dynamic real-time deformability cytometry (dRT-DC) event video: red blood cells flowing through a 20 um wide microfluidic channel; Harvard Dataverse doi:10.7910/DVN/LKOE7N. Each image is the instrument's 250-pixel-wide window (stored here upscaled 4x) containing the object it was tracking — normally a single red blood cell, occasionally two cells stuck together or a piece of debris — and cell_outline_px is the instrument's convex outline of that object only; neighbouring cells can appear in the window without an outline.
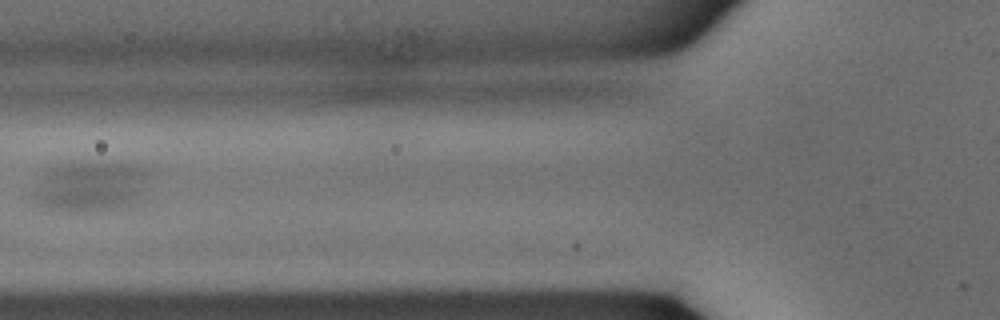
{"species": "common noctule bat (a hibernating species)", "species_latin": "Nyctalus noctula", "temperature_condition": "warm", "stored_images_in_passage": 36, "camera_frame_rate_fps": 3000, "um_per_image_px": 0.085, "animal": {"sex": "male", "body_mass_g": 15.6}, "frame": {"image": 1, "passage_image": 14, "time_ms": 4.333, "image_size_px": [1000, 320], "cell_outline_px": [[140, 172], [132, 192], [124, 200], [112, 204], [88, 208], [60, 208], [40, 204], [36, 196], [52, 168], [80, 164], [108, 164], [132, 168]], "centroid_in_image_um": [7.41, 15.79], "position_along_channel_um": 118.4, "area_um2": 26.3}}
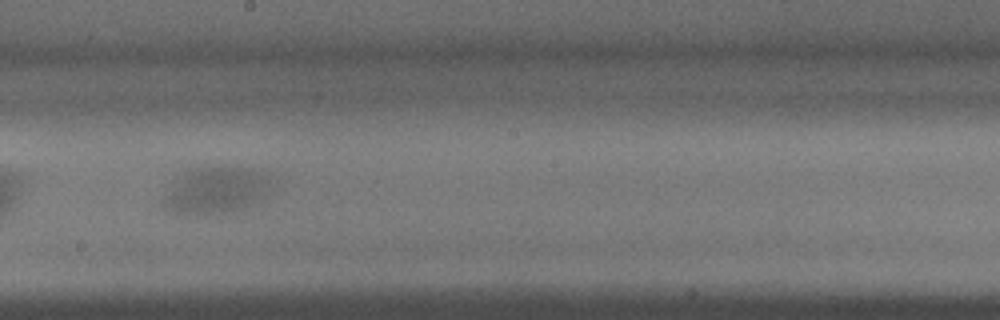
{"frame": {"image": 2, "passage_image": 20, "time_ms": 6.333, "image_size_px": [1000, 320], "cell_outline_px": [[264, 180], [240, 204], [224, 208], [204, 212], [176, 208], [172, 200], [172, 196], [188, 172], [196, 168], [228, 168], [256, 172]], "centroid_in_image_um": [18.26, 16.04], "position_along_channel_um": 229.9, "area_um2": 21.33}}
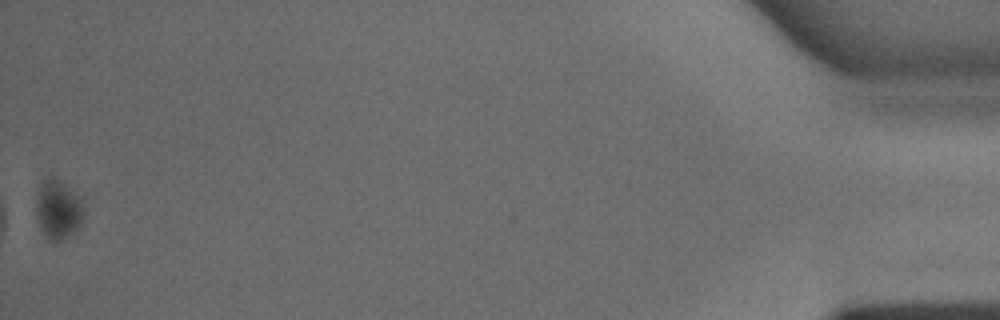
{"frame": {"image": 3, "passage_image": 36, "time_ms": 11.667, "image_size_px": [1000, 320], "cell_outline_px": [[84, 216], [80, 224], [64, 236], [56, 240], [48, 240], [40, 224], [36, 212], [36, 204], [40, 192], [48, 180], [56, 180], [72, 192], [80, 200]], "centroid_in_image_um": [4.94, 17.88], "position_along_channel_um": 430.3, "area_um2": 14.57}}